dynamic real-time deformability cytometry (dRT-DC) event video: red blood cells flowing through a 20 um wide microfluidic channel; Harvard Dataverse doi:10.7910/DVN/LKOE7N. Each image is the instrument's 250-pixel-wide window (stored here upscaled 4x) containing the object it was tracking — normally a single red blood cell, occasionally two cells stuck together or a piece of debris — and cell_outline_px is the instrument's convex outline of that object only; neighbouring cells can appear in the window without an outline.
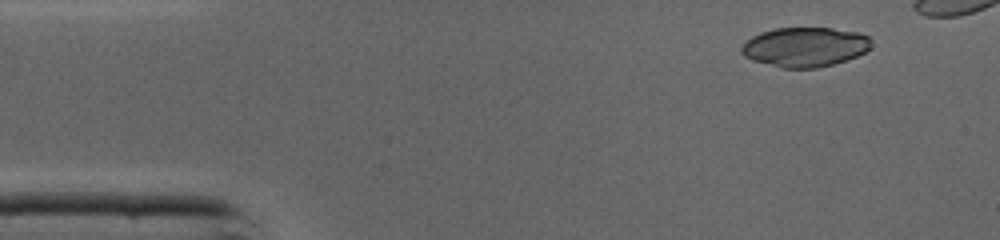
{"species": "common noctule bat (a hibernating species)", "species_latin": "Nyctalus noctula", "temperature_condition": "cold", "stored_images_in_passage": 37, "camera_frame_rate_fps": 3000, "um_per_image_px": 0.085, "animal": {"sex": "male", "body_mass_g": 19.0, "forearm_length_mm": 50.8}, "frame": {"image": 1, "passage_image": 4, "time_ms": 1.0, "image_size_px": [1000, 240], "cell_outline_px": [[872, 44], [864, 52], [856, 56], [832, 64], [816, 68], [780, 68], [752, 60], [744, 56], [740, 52], [740, 48], [752, 36], [760, 32], [776, 28], [832, 28], [856, 32], [868, 36]], "centroid_in_image_um": [68.38, 3.99], "position_along_channel_um": 16.6, "area_um2": 29.77}}